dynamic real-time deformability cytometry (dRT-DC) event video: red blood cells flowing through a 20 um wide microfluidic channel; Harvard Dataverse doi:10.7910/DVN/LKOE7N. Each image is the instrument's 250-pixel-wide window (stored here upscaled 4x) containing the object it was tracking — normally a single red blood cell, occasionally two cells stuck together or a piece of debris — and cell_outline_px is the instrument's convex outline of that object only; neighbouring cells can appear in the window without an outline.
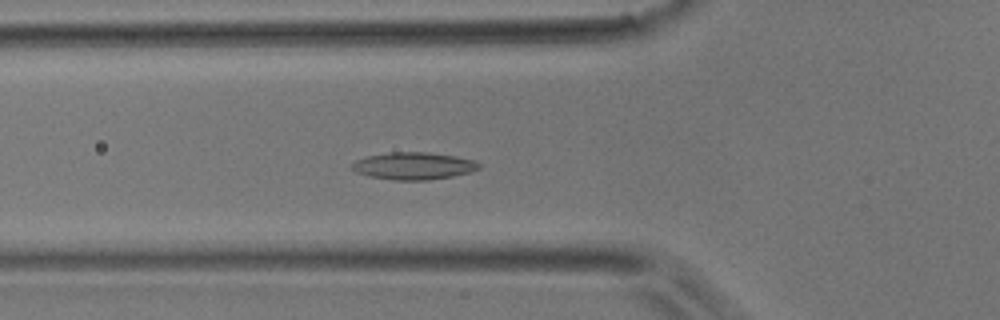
{"species": "common noctule bat (a hibernating species)", "species_latin": "Nyctalus noctula", "temperature_condition": "room temperature", "stored_images_in_passage": 44, "camera_frame_rate_fps": 3000, "um_per_image_px": 0.085, "animal": {"sex": "male", "body_mass_g": 17.9}, "frame": {"image": 1, "passage_image": 15, "time_ms": 4.667, "image_size_px": [1000, 320], "cell_outline_px": [[480, 168], [472, 172], [452, 176], [428, 180], [392, 180], [368, 176], [356, 172], [352, 168], [352, 164], [356, 160], [368, 156], [388, 152], [428, 152], [456, 156], [476, 160], [480, 164]], "centroid_in_image_um": [35.19, 14.1], "position_along_channel_um": 90.6, "area_um2": 20.29}}
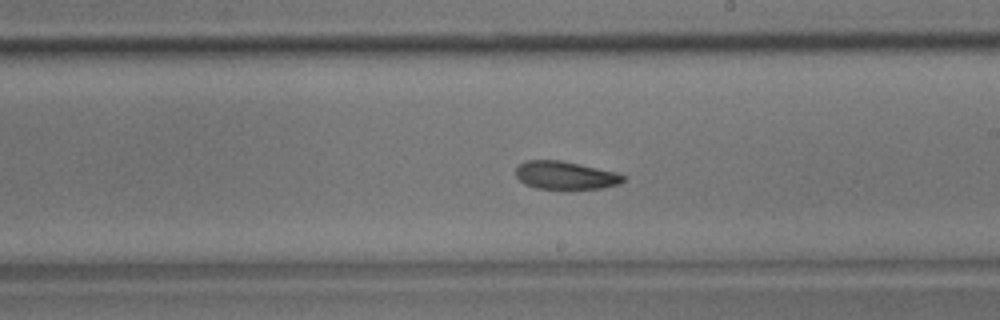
{"frame": {"image": 2, "passage_image": 25, "time_ms": 8.0, "image_size_px": [1000, 320], "cell_outline_px": [[624, 180], [620, 184], [600, 188], [564, 192], [536, 188], [524, 184], [516, 176], [516, 168], [524, 160], [560, 160], [612, 172], [624, 176]], "centroid_in_image_um": [47.99, 14.96], "position_along_channel_um": 241.0, "area_um2": 17.98}}
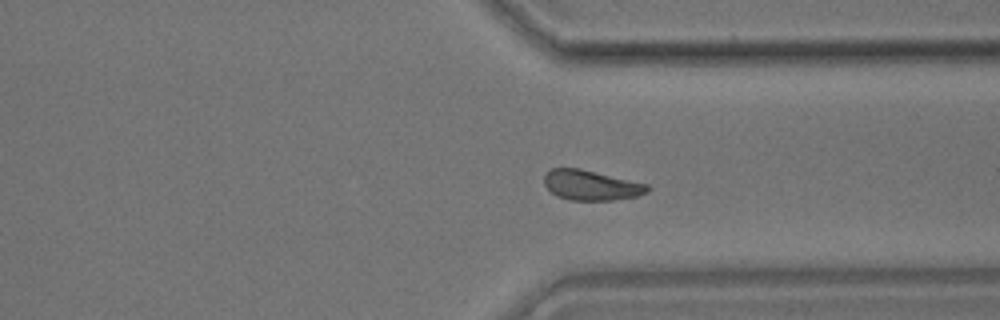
{"frame": {"image": 3, "passage_image": 33, "time_ms": 10.667, "image_size_px": [1000, 320], "cell_outline_px": [[648, 192], [636, 196], [616, 200], [572, 200], [556, 196], [544, 184], [544, 176], [552, 168], [580, 168], [648, 184]], "centroid_in_image_um": [50.24, 15.74], "position_along_channel_um": 361.2, "area_um2": 17.98}}